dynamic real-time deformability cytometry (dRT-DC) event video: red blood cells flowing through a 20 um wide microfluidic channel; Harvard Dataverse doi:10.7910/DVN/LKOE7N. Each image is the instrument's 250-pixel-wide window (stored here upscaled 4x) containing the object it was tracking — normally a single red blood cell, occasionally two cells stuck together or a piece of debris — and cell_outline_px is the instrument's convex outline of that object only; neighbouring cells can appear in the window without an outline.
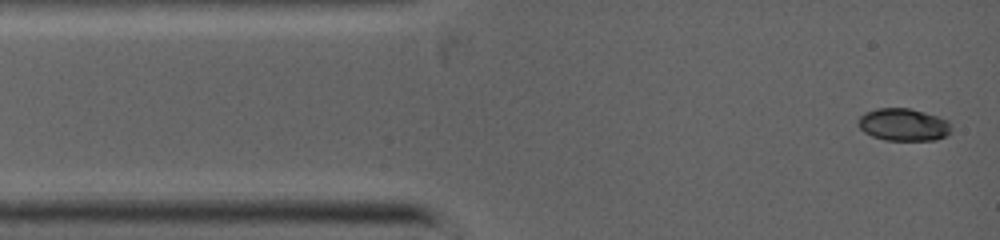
{"species": "common noctule bat (a hibernating species)", "species_latin": "Nyctalus noctula", "temperature_condition": "warm", "stored_images_in_passage": 27, "camera_frame_rate_fps": 5000, "um_per_image_px": 0.085, "animal": {"sex": "female", "body_mass_g": 19.0, "forearm_length_mm": 53.3}, "frame": {"image": 1, "passage_image": 1, "time_ms": 0.0, "image_size_px": [1000, 240], "cell_outline_px": [[952, 128], [944, 136], [936, 140], [884, 140], [872, 136], [864, 132], [860, 128], [860, 116], [864, 112], [876, 108], [908, 108], [924, 112], [948, 120]], "centroid_in_image_um": [76.79, 10.59], "position_along_channel_um": 8.2, "area_um2": 17.46}}
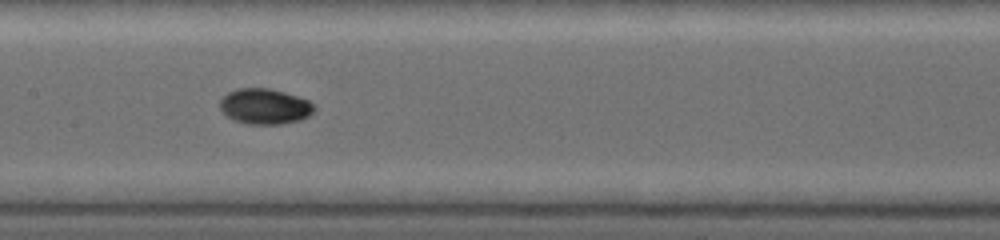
{"frame": {"image": 2, "passage_image": 12, "time_ms": 4.8, "image_size_px": [1000, 240], "cell_outline_px": [[316, 108], [308, 116], [300, 120], [280, 124], [248, 124], [232, 120], [220, 108], [220, 100], [228, 92], [236, 88], [268, 88], [284, 92], [308, 100], [316, 104]], "centroid_in_image_um": [22.51, 9.04], "position_along_channel_um": 184.9, "area_um2": 19.54}}
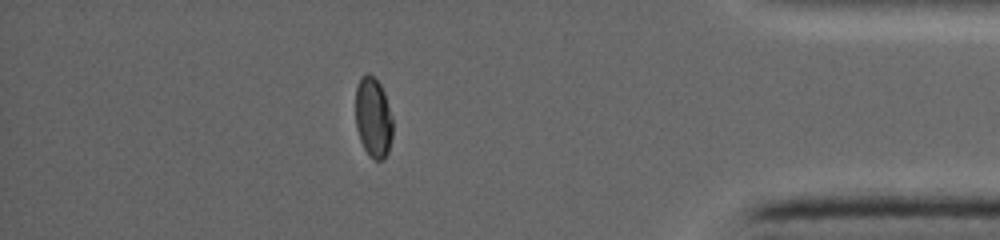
{"frame": {"image": 3, "passage_image": 23, "time_ms": 10.0, "image_size_px": [1000, 240], "cell_outline_px": [[392, 136], [388, 152], [384, 160], [376, 160], [368, 156], [360, 140], [356, 128], [356, 88], [360, 76], [364, 72], [368, 72], [380, 84], [384, 92], [392, 116]], "centroid_in_image_um": [31.72, 9.99], "position_along_channel_um": 403.5, "area_um2": 17.57}}